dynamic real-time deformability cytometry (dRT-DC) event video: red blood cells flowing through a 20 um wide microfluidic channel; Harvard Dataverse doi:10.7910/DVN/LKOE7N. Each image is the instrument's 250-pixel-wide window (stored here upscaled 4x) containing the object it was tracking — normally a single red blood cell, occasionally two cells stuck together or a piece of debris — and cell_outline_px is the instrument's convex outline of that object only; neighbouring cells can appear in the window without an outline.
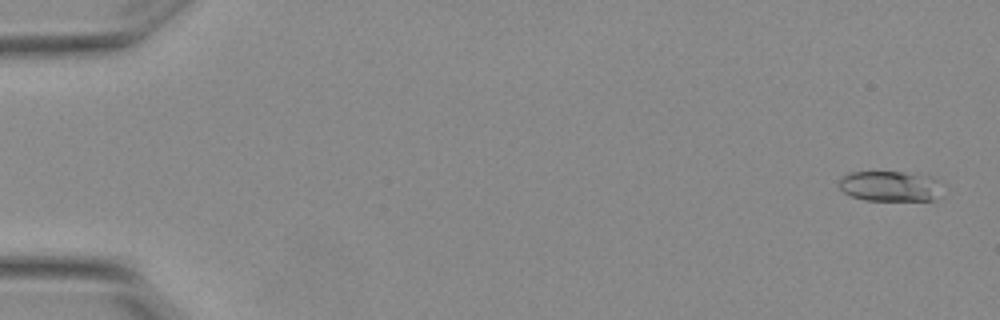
{"species": "Egyptian fruit bat (a non-hibernating species)", "species_latin": "Rousettus aegyptiacus", "temperature_condition": "warm", "stored_images_in_passage": 5, "camera_frame_rate_fps": 3000, "um_per_image_px": 0.085, "animal": {"sex": "female"}, "frame": {"image": 1, "passage_image": 1, "time_ms": 0.0, "image_size_px": [1000, 320], "cell_outline_px": [[936, 200], [864, 200], [852, 196], [844, 192], [840, 188], [840, 176], [852, 172], [900, 172], [928, 176]], "centroid_in_image_um": [75.41, 15.82], "position_along_channel_um": 9.6, "area_um2": 17.11}}
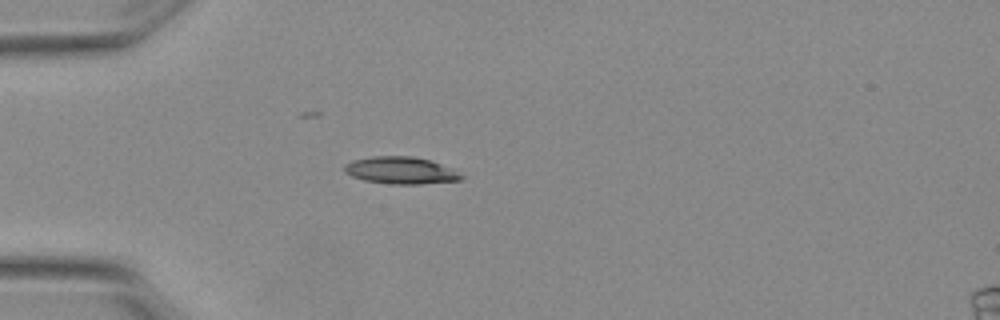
{"frame": {"image": 2, "passage_image": 4, "time_ms": 1.0, "image_size_px": [1000, 320], "cell_outline_px": [[464, 176], [460, 180], [420, 184], [392, 184], [364, 180], [352, 176], [344, 172], [344, 164], [352, 160], [372, 156], [412, 156], [432, 160], [452, 168]], "centroid_in_image_um": [34.06, 14.47], "position_along_channel_um": 50.9, "area_um2": 18.55}}